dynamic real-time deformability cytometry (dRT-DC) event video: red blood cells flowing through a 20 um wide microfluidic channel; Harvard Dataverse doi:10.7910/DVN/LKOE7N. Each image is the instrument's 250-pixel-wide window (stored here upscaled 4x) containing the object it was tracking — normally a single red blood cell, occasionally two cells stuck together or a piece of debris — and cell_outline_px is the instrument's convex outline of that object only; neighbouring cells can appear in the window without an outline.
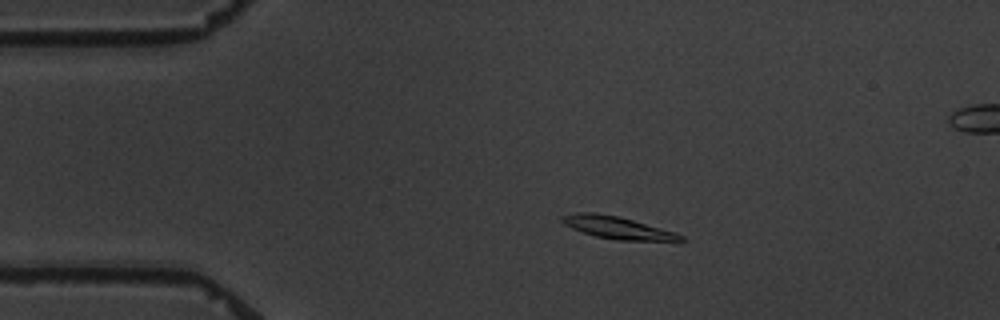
{"species": "common noctule bat (a hibernating species)", "species_latin": "Nyctalus noctula", "temperature_condition": "warm", "stored_images_in_passage": 5, "camera_frame_rate_fps": 3000, "um_per_image_px": 0.085, "animal": {"sex": "male", "body_mass_g": 19.5, "forearm_length_mm": 54.6}, "frame": {"image": 1, "passage_image": 3, "time_ms": 2.333, "image_size_px": [1000, 320], "cell_outline_px": [[688, 240], [616, 240], [596, 236], [572, 228], [564, 224], [560, 220], [560, 216], [576, 212], [596, 212], [620, 216], [676, 232], [684, 236]], "centroid_in_image_um": [52.46, 19.33], "position_along_channel_um": 32.5, "area_um2": 15.43}}